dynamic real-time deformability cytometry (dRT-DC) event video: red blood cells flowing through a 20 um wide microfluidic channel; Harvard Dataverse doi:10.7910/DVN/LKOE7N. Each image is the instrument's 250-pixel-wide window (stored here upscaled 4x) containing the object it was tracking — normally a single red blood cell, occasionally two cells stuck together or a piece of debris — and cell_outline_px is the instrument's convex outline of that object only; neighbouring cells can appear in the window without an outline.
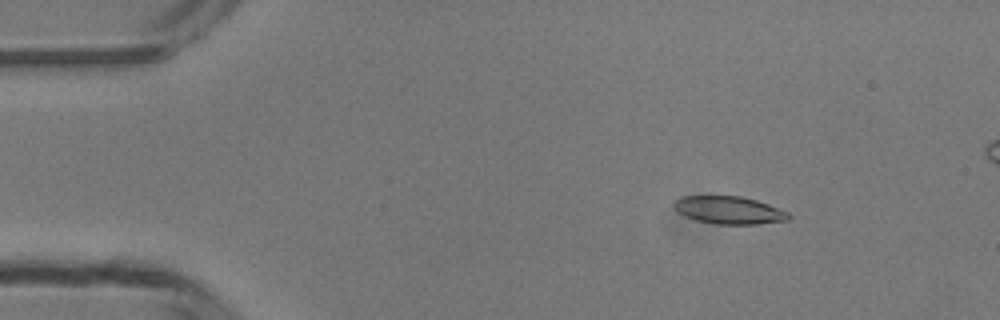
{"species": "common noctule bat (a hibernating species)", "species_latin": "Nyctalus noctula", "temperature_condition": "room temperature", "stored_images_in_passage": 50, "segment_of_instrument_passage": [1, 2], "camera_frame_rate_fps": 3000, "um_per_image_px": 0.085, "animal": {"sex": "male", "body_mass_g": 13.3}, "frame": {"image": 1, "passage_image": 7, "time_ms": 2.0, "image_size_px": [1000, 320], "cell_outline_px": [[792, 216], [788, 220], [756, 224], [716, 224], [696, 220], [684, 216], [676, 212], [672, 208], [672, 204], [680, 196], [740, 196], [756, 200], [768, 204], [788, 212]], "centroid_in_image_um": [61.92, 17.86], "position_along_channel_um": 23.1, "area_um2": 18.61}}
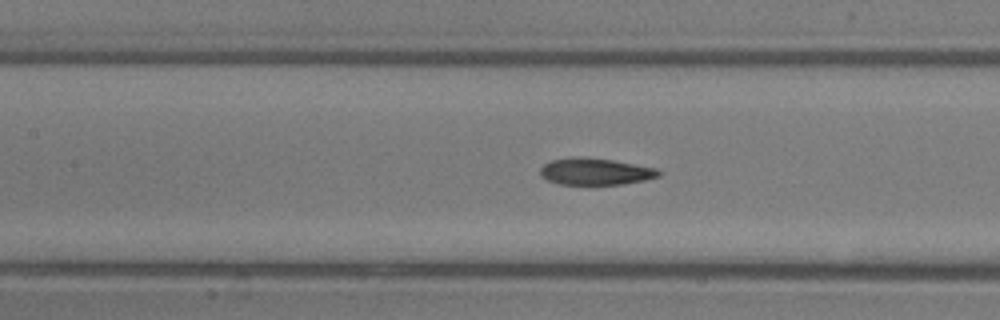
{"frame": {"image": 2, "passage_image": 22, "time_ms": 7.0, "image_size_px": [1000, 320], "cell_outline_px": [[660, 176], [644, 180], [624, 184], [560, 184], [548, 180], [540, 176], [540, 168], [544, 164], [552, 160], [612, 160], [656, 168], [660, 172]], "centroid_in_image_um": [50.65, 14.63], "position_along_channel_um": 156.8, "area_um2": 17.46}}
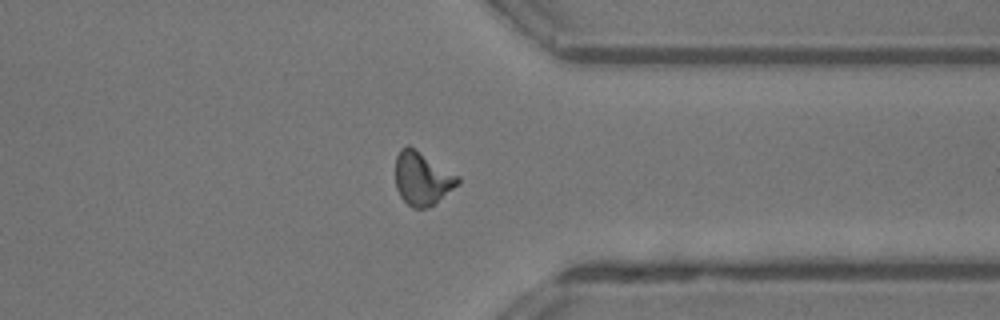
{"frame": {"image": 3, "passage_image": 38, "time_ms": 12.333, "image_size_px": [1000, 320], "cell_outline_px": [[460, 184], [428, 208], [412, 208], [400, 196], [396, 188], [396, 156], [400, 148], [408, 144], [460, 176]], "centroid_in_image_um": [35.9, 15.16], "position_along_channel_um": 375.5, "area_um2": 19.48}}